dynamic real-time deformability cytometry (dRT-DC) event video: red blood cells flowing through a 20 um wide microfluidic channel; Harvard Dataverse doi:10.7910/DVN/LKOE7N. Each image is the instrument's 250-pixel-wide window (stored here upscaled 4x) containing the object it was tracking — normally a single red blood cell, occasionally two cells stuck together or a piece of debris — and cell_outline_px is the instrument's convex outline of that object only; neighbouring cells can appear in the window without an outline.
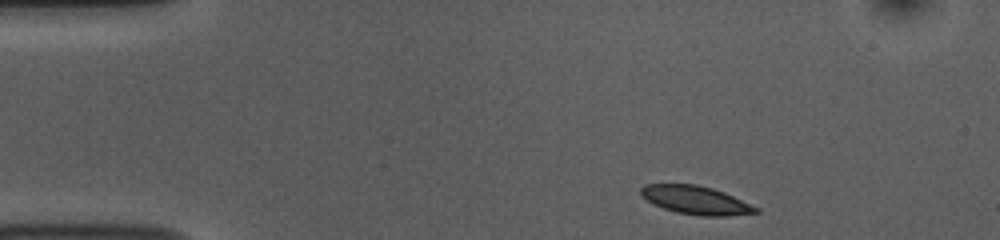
{"species": "common noctule bat (a hibernating species)", "species_latin": "Nyctalus noctula", "temperature_condition": "room temperature", "stored_images_in_passage": 46, "camera_frame_rate_fps": 3000, "um_per_image_px": 0.085, "animal": {"sex": "female", "body_mass_g": 10.0, "forearm_length_mm": 53.1}, "frame": {"image": 1, "passage_image": 1, "time_ms": 0.0, "image_size_px": [1000, 240], "cell_outline_px": [[760, 212], [728, 216], [700, 216], [676, 212], [652, 204], [640, 196], [640, 188], [644, 184], [696, 184], [712, 188], [724, 192], [760, 208]], "centroid_in_image_um": [59.13, 17.01], "position_along_channel_um": 25.9, "area_um2": 19.19}}
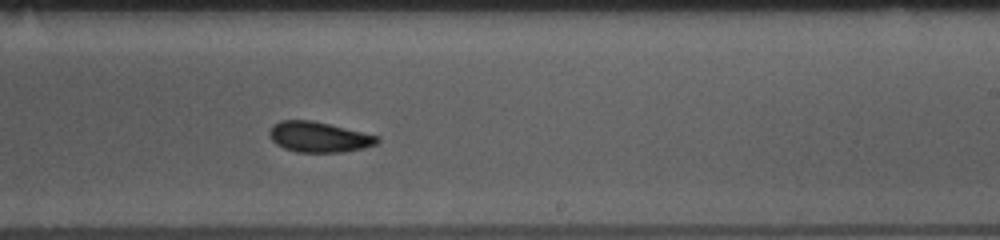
{"frame": {"image": 2, "passage_image": 25, "time_ms": 8.0, "image_size_px": [1000, 240], "cell_outline_px": [[380, 140], [376, 144], [364, 148], [340, 152], [296, 152], [284, 148], [276, 144], [272, 140], [268, 132], [272, 124], [280, 120], [312, 120], [380, 136]], "centroid_in_image_um": [27.09, 11.64], "position_along_channel_um": 261.9, "area_um2": 19.19}}
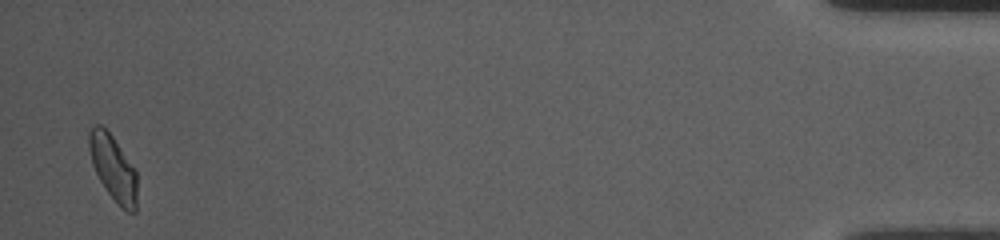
{"frame": {"image": 3, "passage_image": 45, "time_ms": 14.667, "image_size_px": [1000, 240], "cell_outline_px": [[136, 212], [128, 212], [108, 192], [100, 180], [92, 164], [88, 148], [88, 132], [96, 124], [100, 124], [112, 136], [136, 168]], "centroid_in_image_um": [9.61, 14.22], "position_along_channel_um": 425.6, "area_um2": 18.03}, "authors_computed_cell_mechanics": {"area_um2": 18.9295, "velocity_mm_per_s": 3.7386, "shape_relaxation_time_tau1_ms": 2.0469, "shape_relaxation_time_tau2_ms": 1.4625, "deformation_change_tau1": 0.0997, "deformation_change_tau2": 0.0725}}